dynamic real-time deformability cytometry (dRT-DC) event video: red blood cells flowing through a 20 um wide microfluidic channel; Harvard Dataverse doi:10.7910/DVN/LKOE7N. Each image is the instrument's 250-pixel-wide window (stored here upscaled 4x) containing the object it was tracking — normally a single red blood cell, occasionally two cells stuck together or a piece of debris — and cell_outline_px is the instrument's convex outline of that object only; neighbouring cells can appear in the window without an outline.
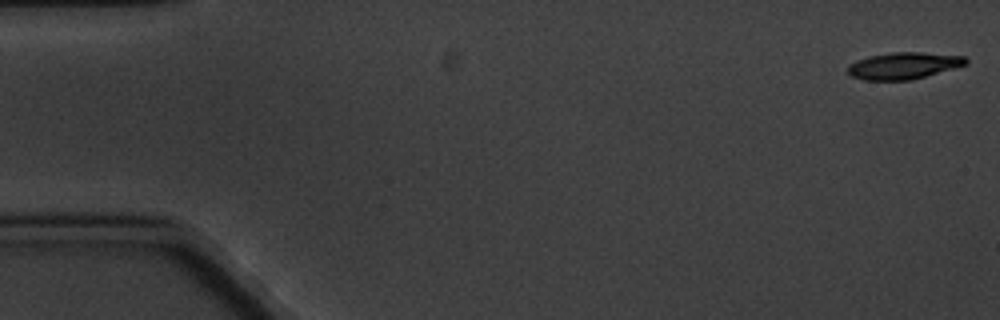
{"species": "common noctule bat (a hibernating species)", "species_latin": "Nyctalus noctula", "temperature_condition": "cold", "stored_images_in_passage": 8, "camera_frame_rate_fps": 3000, "um_per_image_px": 0.085, "animal": {"sex": "male", "body_mass_g": 20.1, "forearm_length_mm": 53.5}, "frame": {"image": 1, "passage_image": 1, "time_ms": 0.0, "image_size_px": [1000, 320], "cell_outline_px": [[968, 64], [912, 80], [864, 80], [852, 76], [848, 72], [848, 64], [856, 60], [868, 56], [892, 52], [920, 52], [964, 56], [968, 60]], "centroid_in_image_um": [76.8, 5.58], "position_along_channel_um": 8.2, "area_um2": 18.44}}
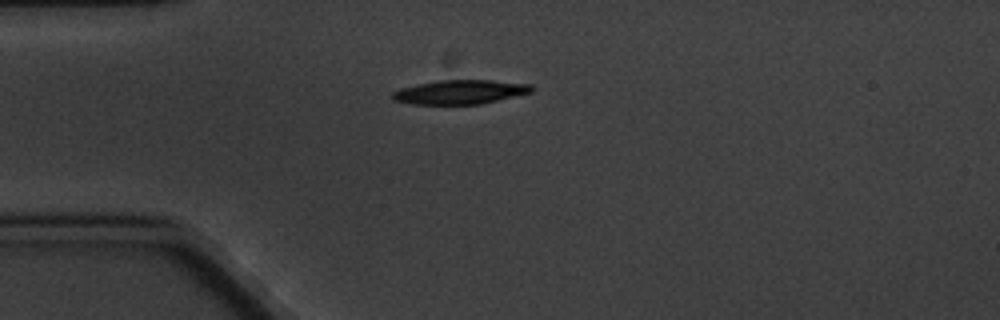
{"frame": {"image": 2, "passage_image": 5, "time_ms": 4.667, "image_size_px": [1000, 320], "cell_outline_px": [[532, 92], [480, 104], [412, 104], [392, 100], [392, 92], [400, 88], [416, 84], [436, 80], [492, 80], [532, 84]], "centroid_in_image_um": [39.07, 7.81], "position_along_channel_um": 45.9, "area_um2": 19.59}}
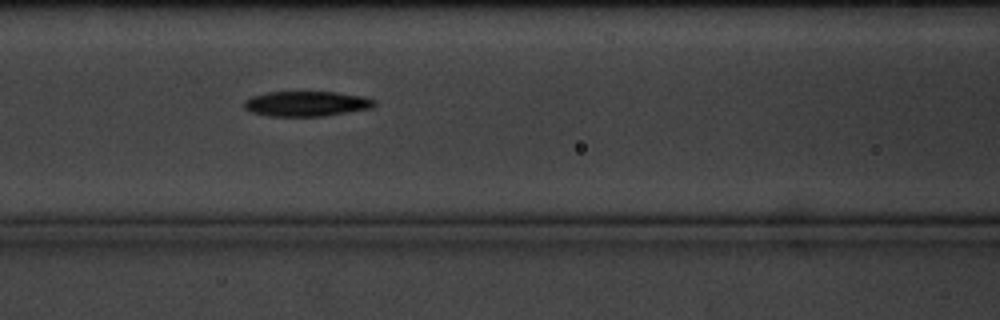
{"frame": {"image": 3, "passage_image": 8, "time_ms": 8.0, "image_size_px": [1000, 320], "cell_outline_px": [[376, 104], [372, 108], [320, 116], [272, 116], [252, 112], [244, 108], [244, 100], [252, 96], [268, 92], [336, 92], [364, 96], [376, 100]], "centroid_in_image_um": [26.06, 8.81], "position_along_channel_um": 140.5, "area_um2": 18.96}}